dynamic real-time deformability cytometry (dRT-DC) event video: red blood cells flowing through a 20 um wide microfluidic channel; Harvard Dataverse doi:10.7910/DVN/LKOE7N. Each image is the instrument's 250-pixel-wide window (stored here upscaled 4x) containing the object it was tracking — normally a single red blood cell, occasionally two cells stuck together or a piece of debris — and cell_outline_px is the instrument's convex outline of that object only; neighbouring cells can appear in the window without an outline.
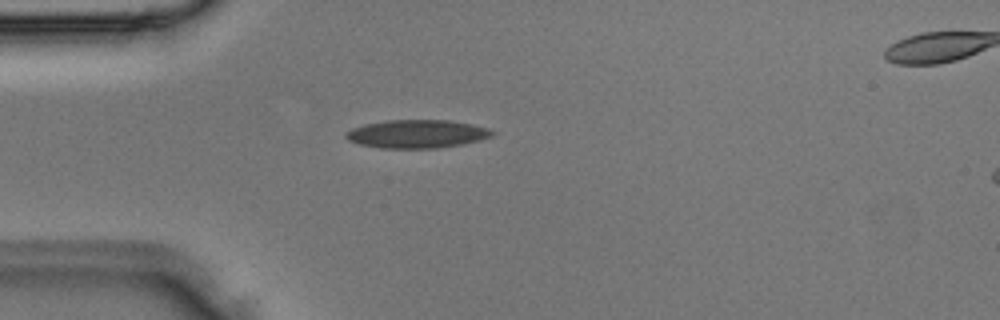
{"species": "Egyptian fruit bat (a non-hibernating species)", "species_latin": "Rousettus aegyptiacus", "temperature_condition": "room temperature", "stored_images_in_passage": 4, "camera_frame_rate_fps": 3000, "um_per_image_px": 0.085, "animal": {"sex": "male"}, "frame": {"image": 1, "passage_image": 3, "time_ms": 0.667, "image_size_px": [1000, 320], "cell_outline_px": [[496, 132], [492, 136], [480, 140], [464, 144], [436, 148], [380, 148], [360, 144], [348, 140], [344, 136], [344, 132], [352, 128], [364, 124], [388, 120], [448, 120], [472, 124], [488, 128]], "centroid_in_image_um": [35.44, 11.38], "position_along_channel_um": 49.6, "area_um2": 24.22}}